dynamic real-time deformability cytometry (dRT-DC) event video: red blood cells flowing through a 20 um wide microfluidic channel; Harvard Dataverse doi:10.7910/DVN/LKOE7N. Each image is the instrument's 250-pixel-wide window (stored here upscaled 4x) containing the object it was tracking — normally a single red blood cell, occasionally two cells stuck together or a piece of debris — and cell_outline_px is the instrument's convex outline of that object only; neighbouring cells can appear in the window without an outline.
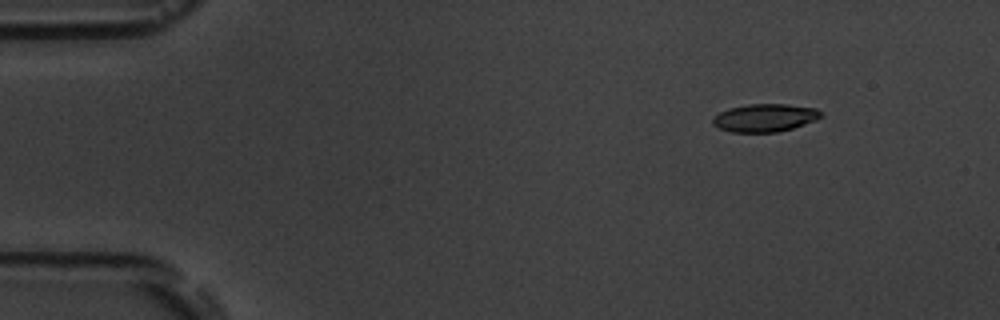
{"species": "common noctule bat (a hibernating species)", "species_latin": "Nyctalus noctula", "temperature_condition": "room temperature", "stored_images_in_passage": 5, "camera_frame_rate_fps": 3000, "um_per_image_px": 0.085, "animal": {"sex": "male", "body_mass_g": 19.5, "forearm_length_mm": 54.6}, "frame": {"image": 1, "passage_image": 2, "time_ms": 2.0, "image_size_px": [1000, 320], "cell_outline_px": [[824, 116], [816, 120], [792, 128], [776, 132], [732, 132], [716, 128], [712, 124], [712, 116], [728, 108], [748, 104], [788, 104], [816, 108], [824, 112]], "centroid_in_image_um": [65.01, 10.0], "position_along_channel_um": 20.0, "area_um2": 17.86}}